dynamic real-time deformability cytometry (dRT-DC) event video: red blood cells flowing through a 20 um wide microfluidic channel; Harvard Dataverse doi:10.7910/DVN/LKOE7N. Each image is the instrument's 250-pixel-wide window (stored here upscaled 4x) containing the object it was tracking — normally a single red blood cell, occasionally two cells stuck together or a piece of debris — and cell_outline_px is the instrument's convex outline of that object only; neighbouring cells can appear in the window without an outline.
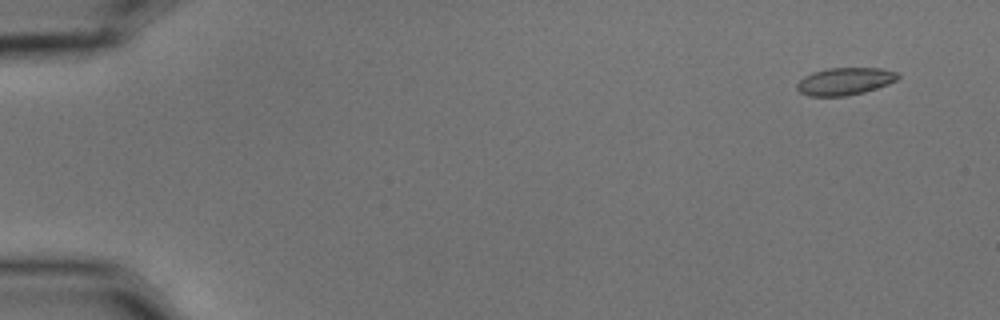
{"species": "common noctule bat (a hibernating species)", "species_latin": "Nyctalus noctula", "temperature_condition": "cold", "stored_images_in_passage": 3, "camera_frame_rate_fps": 3000, "um_per_image_px": 0.085, "animal": {"sex": "male", "body_mass_g": 15.6}, "frame": {"image": 1, "passage_image": 2, "time_ms": 0.333, "image_size_px": [1000, 320], "cell_outline_px": [[900, 76], [896, 80], [888, 84], [864, 92], [844, 96], [808, 96], [800, 92], [796, 88], [796, 84], [804, 76], [812, 72], [828, 68], [880, 68], [900, 72]], "centroid_in_image_um": [71.81, 6.9], "position_along_channel_um": 13.2, "area_um2": 16.18}}